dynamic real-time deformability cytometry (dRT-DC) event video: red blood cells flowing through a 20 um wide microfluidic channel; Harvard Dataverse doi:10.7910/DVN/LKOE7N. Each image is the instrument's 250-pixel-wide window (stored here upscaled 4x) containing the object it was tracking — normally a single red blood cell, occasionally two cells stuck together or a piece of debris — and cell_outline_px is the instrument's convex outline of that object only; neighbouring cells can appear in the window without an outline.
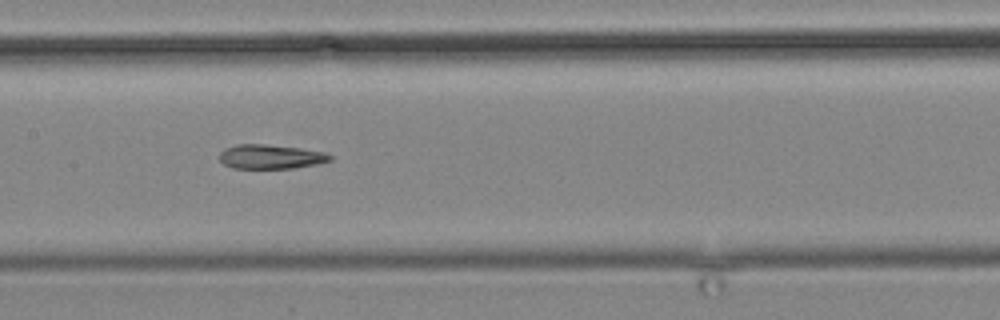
{"species": "common noctule bat (a hibernating species)", "species_latin": "Nyctalus noctula", "temperature_condition": "cold", "stored_images_in_passage": 15, "camera_frame_rate_fps": 3000, "um_per_image_px": 0.085, "animal": {"sex": "male", "body_mass_g": 19.2, "forearm_length_mm": 51.8}, "frame": {"image": 1, "passage_image": 13, "time_ms": 15.0, "image_size_px": [1000, 320], "cell_outline_px": [[332, 160], [316, 164], [292, 168], [232, 168], [224, 164], [220, 160], [220, 152], [224, 148], [236, 144], [264, 144], [300, 148], [324, 152], [332, 156]], "centroid_in_image_um": [22.98, 13.31], "position_along_channel_um": 184.4, "area_um2": 15.61}}
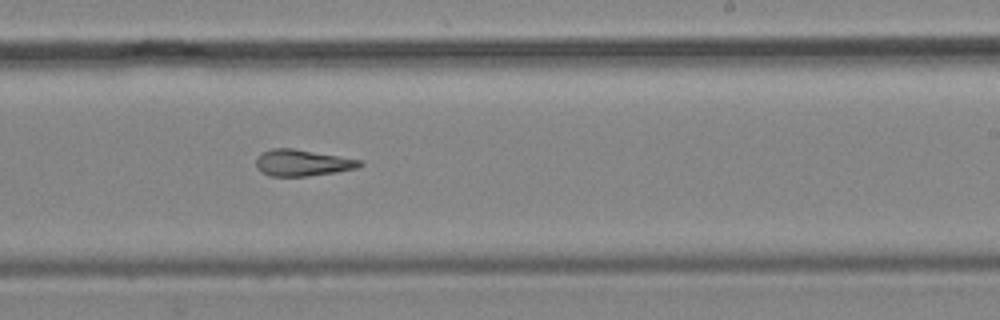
{"frame": {"image": 2, "passage_image": 15, "time_ms": 17.333, "image_size_px": [1000, 320], "cell_outline_px": [[364, 164], [360, 168], [336, 172], [308, 176], [272, 176], [260, 172], [256, 168], [256, 156], [272, 148], [292, 148], [360, 160]], "centroid_in_image_um": [25.68, 13.85], "position_along_channel_um": 263.3, "area_um2": 15.95}}